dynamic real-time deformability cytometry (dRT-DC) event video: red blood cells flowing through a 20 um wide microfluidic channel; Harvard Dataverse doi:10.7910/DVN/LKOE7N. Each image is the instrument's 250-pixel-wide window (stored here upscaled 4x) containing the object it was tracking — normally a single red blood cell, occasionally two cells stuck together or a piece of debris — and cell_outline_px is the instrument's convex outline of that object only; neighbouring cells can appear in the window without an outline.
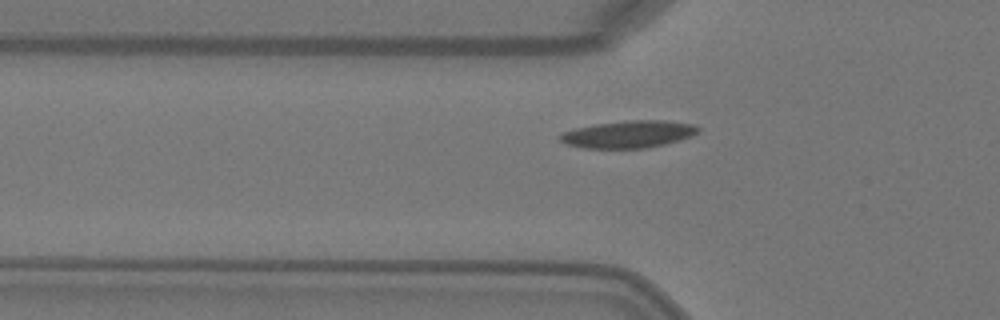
{"species": "Egyptian fruit bat (a non-hibernating species)", "species_latin": "Rousettus aegyptiacus", "temperature_condition": "warm", "stored_images_in_passage": 5, "camera_frame_rate_fps": 3000, "um_per_image_px": 0.085, "animal": {"sex": "female"}, "frame": {"image": 1, "passage_image": 4, "time_ms": 1.0, "image_size_px": [1000, 320], "cell_outline_px": [[700, 128], [692, 136], [680, 140], [664, 144], [644, 148], [584, 148], [568, 144], [560, 140], [556, 136], [560, 132], [576, 128], [596, 124], [628, 120], [664, 120], [692, 124]], "centroid_in_image_um": [53.39, 11.4], "position_along_channel_um": 72.4, "area_um2": 21.85}}
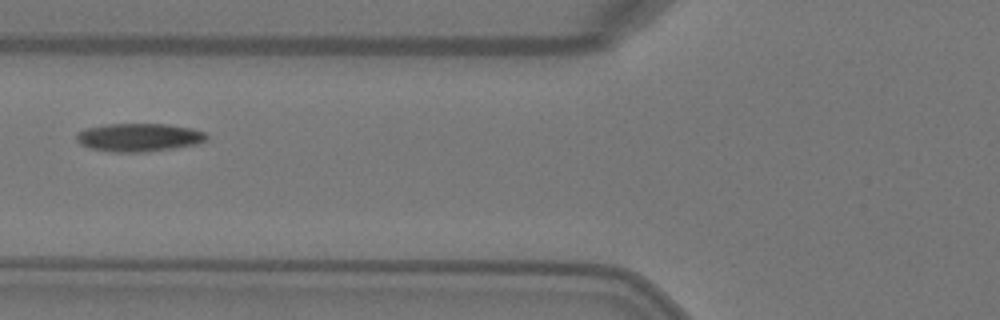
{"frame": {"image": 2, "passage_image": 5, "time_ms": 1.333, "image_size_px": [1000, 320], "cell_outline_px": [[208, 136], [204, 140], [196, 144], [172, 148], [144, 152], [112, 152], [88, 148], [80, 144], [76, 140], [76, 132], [88, 128], [104, 124], [168, 124], [192, 128], [204, 132]], "centroid_in_image_um": [11.76, 11.67], "position_along_channel_um": 114.0, "area_um2": 21.39}}